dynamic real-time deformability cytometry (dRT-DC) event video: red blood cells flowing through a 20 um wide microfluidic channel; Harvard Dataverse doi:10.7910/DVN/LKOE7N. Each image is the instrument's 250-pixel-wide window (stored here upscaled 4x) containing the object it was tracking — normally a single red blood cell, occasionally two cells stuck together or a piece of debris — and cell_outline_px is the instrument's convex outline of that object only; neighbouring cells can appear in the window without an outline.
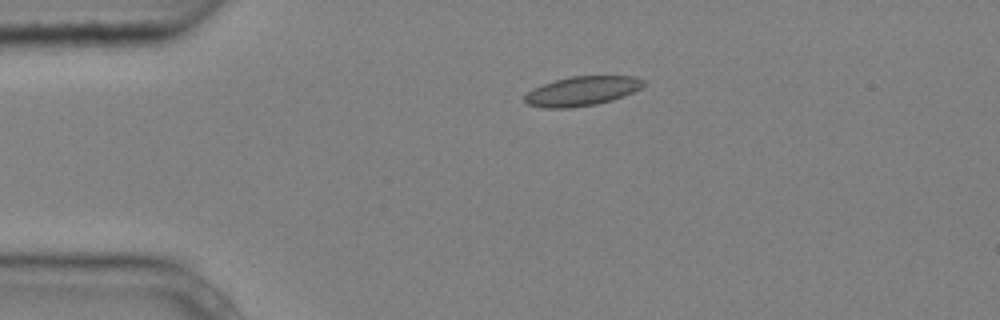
{"species": "common noctule bat (a hibernating species)", "species_latin": "Nyctalus noctula", "temperature_condition": "cold", "stored_images_in_passage": 2, "camera_frame_rate_fps": 3000, "um_per_image_px": 0.085, "animal": {"sex": "male", "body_mass_g": 20.4}, "frame": {"image": 1, "passage_image": 1, "time_ms": 0.0, "image_size_px": [1000, 320], "cell_outline_px": [[644, 84], [640, 88], [632, 92], [612, 100], [596, 104], [568, 108], [544, 108], [528, 104], [524, 100], [524, 96], [528, 92], [544, 84], [556, 80], [572, 76], [636, 76], [644, 80]], "centroid_in_image_um": [49.48, 7.74], "position_along_channel_um": 35.5, "area_um2": 20.06}}